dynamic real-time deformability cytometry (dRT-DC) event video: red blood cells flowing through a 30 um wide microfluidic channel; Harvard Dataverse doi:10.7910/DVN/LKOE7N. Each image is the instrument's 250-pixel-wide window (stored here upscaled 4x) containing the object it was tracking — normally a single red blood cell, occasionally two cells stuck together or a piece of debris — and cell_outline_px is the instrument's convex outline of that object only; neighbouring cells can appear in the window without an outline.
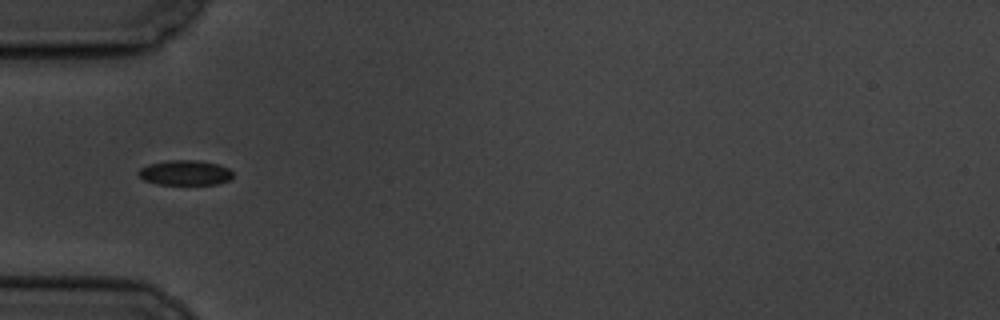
{"species": "common noctule bat (a hibernating species)", "species_latin": "Nyctalus noctula", "temperature_condition": "cold", "stored_images_in_passage": 10, "segment_of_instrument_passage": [2, 2], "camera_frame_rate_fps": 3000, "um_per_image_px": 0.085, "animal": {"sex": "male", "body_mass_g": 19.5, "forearm_length_mm": 54.6}, "frame": {"image": 1, "passage_image": 5, "time_ms": 5.333, "image_size_px": [1000, 320], "cell_outline_px": [[232, 176], [228, 180], [216, 184], [156, 184], [144, 180], [136, 172], [140, 168], [148, 164], [168, 160], [196, 160], [216, 164], [228, 168], [232, 172]], "centroid_in_image_um": [15.68, 14.68], "position_along_channel_um": 69.3, "area_um2": 13.64}}
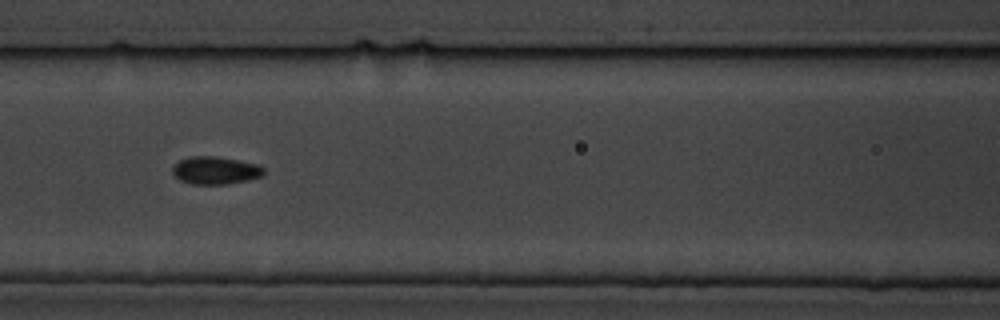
{"frame": {"image": 2, "passage_image": 7, "time_ms": 7.667, "image_size_px": [1000, 320], "cell_outline_px": [[264, 172], [260, 176], [248, 180], [228, 184], [192, 184], [180, 180], [172, 172], [172, 168], [180, 160], [192, 156], [212, 156], [260, 164], [264, 168]], "centroid_in_image_um": [18.32, 14.49], "position_along_channel_um": 148.3, "area_um2": 14.57}}
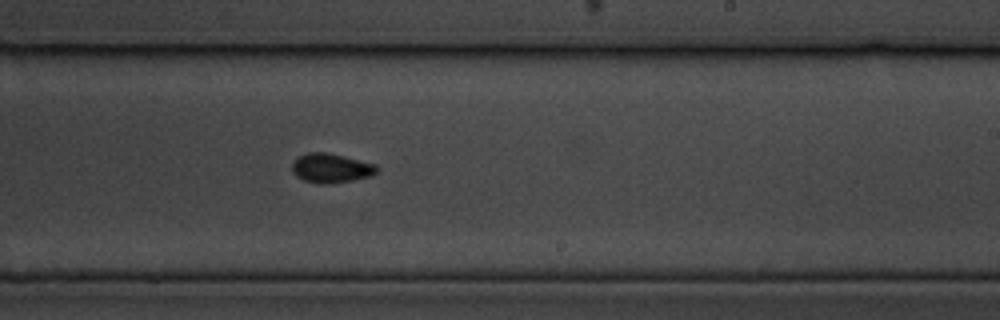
{"frame": {"image": 3, "passage_image": 10, "time_ms": 11.0, "image_size_px": [1000, 320], "cell_outline_px": [[380, 168], [372, 176], [352, 180], [324, 184], [304, 180], [296, 176], [292, 172], [292, 164], [300, 156], [308, 152], [324, 152], [344, 156], [376, 164]], "centroid_in_image_um": [28.17, 14.28], "position_along_channel_um": 260.8, "area_um2": 14.33}}